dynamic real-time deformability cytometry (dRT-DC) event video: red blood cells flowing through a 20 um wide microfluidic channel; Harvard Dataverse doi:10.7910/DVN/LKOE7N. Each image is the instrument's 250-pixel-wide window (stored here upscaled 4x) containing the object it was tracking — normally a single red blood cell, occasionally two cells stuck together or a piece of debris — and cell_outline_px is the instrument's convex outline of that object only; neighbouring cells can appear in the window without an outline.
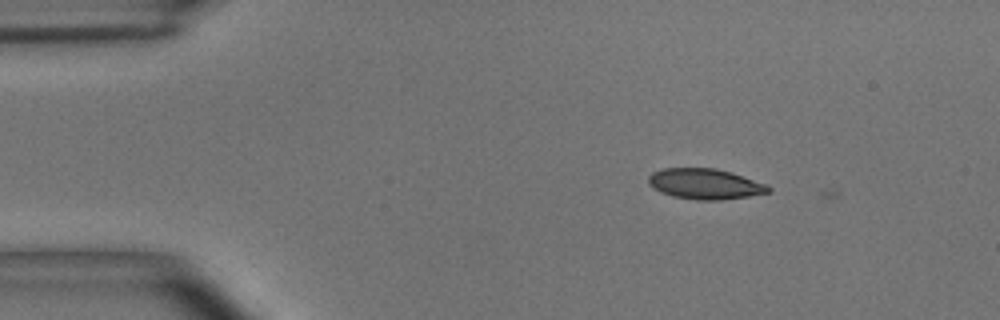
{"species": "common noctule bat (a hibernating species)", "species_latin": "Nyctalus noctula", "temperature_condition": "room temperature", "stored_images_in_passage": 2, "camera_frame_rate_fps": 3000, "um_per_image_px": 0.085, "animal": {"sex": "male", "body_mass_g": 15.6}, "frame": {"image": 1, "passage_image": 1, "time_ms": 0.0, "image_size_px": [1000, 320], "cell_outline_px": [[772, 192], [748, 196], [720, 200], [696, 200], [672, 196], [660, 192], [652, 188], [648, 184], [648, 176], [652, 172], [660, 168], [716, 168], [732, 172], [768, 184], [772, 188]], "centroid_in_image_um": [59.93, 15.63], "position_along_channel_um": 25.1, "area_um2": 21.73}}